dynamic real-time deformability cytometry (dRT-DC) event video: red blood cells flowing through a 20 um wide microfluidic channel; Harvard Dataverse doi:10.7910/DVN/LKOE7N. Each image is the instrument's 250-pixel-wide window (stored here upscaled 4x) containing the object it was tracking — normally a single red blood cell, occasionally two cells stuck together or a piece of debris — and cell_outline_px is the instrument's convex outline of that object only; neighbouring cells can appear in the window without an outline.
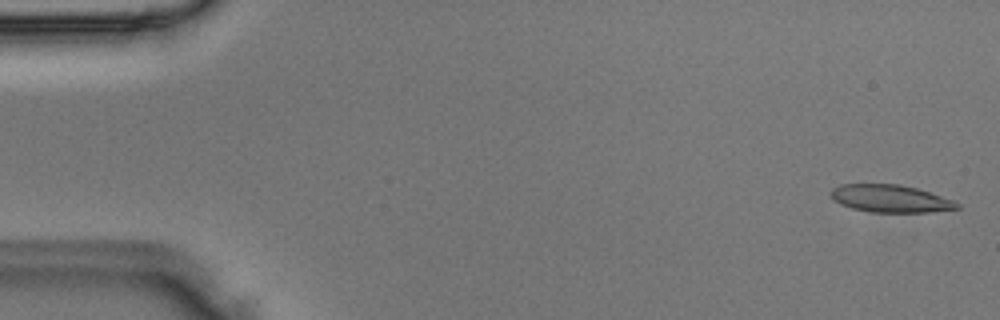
{"species": "Egyptian fruit bat (a non-hibernating species)", "species_latin": "Rousettus aegyptiacus", "temperature_condition": "room temperature", "stored_images_in_passage": 48, "camera_frame_rate_fps": 3000, "um_per_image_px": 0.085, "animal": {"sex": "male"}, "frame": {"image": 1, "passage_image": 1, "time_ms": 0.0, "image_size_px": [1000, 320], "cell_outline_px": [[960, 208], [928, 212], [872, 212], [852, 208], [840, 204], [828, 192], [832, 188], [840, 184], [900, 184], [916, 188], [952, 200], [960, 204]], "centroid_in_image_um": [75.65, 16.87], "position_along_channel_um": 9.3, "area_um2": 20.06}}
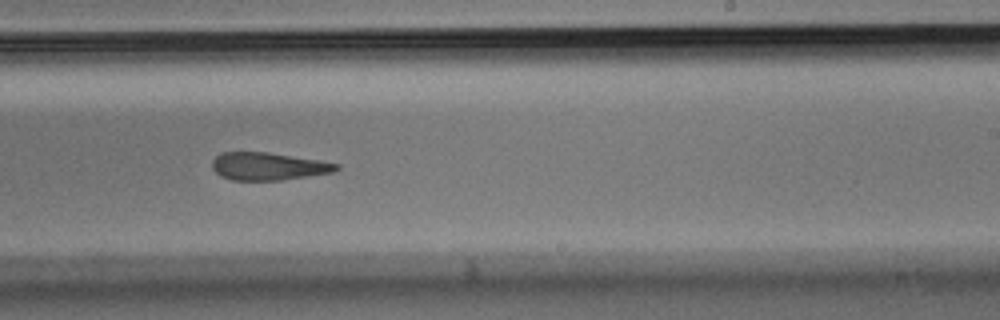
{"frame": {"image": 2, "passage_image": 29, "time_ms": 9.333, "image_size_px": [1000, 320], "cell_outline_px": [[340, 168], [332, 172], [280, 180], [232, 180], [220, 176], [212, 168], [212, 160], [220, 152], [268, 152], [320, 160], [340, 164]], "centroid_in_image_um": [22.78, 14.13], "position_along_channel_um": 266.2, "area_um2": 20.0}}
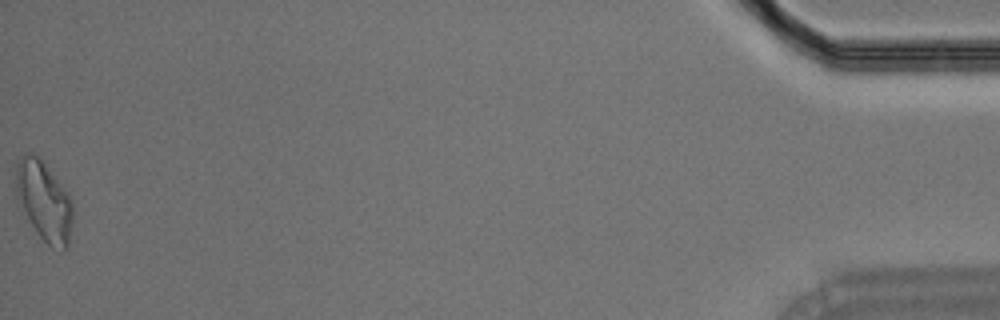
{"frame": {"image": 3, "passage_image": 48, "time_ms": 15.667, "image_size_px": [1000, 320], "cell_outline_px": [[72, 220], [68, 244], [64, 248], [52, 248], [40, 236], [32, 224], [16, 196], [16, 160], [24, 152], [32, 152], [44, 164], [68, 192], [72, 200]], "centroid_in_image_um": [3.73, 17.04], "position_along_channel_um": 431.5, "area_um2": 25.84}}